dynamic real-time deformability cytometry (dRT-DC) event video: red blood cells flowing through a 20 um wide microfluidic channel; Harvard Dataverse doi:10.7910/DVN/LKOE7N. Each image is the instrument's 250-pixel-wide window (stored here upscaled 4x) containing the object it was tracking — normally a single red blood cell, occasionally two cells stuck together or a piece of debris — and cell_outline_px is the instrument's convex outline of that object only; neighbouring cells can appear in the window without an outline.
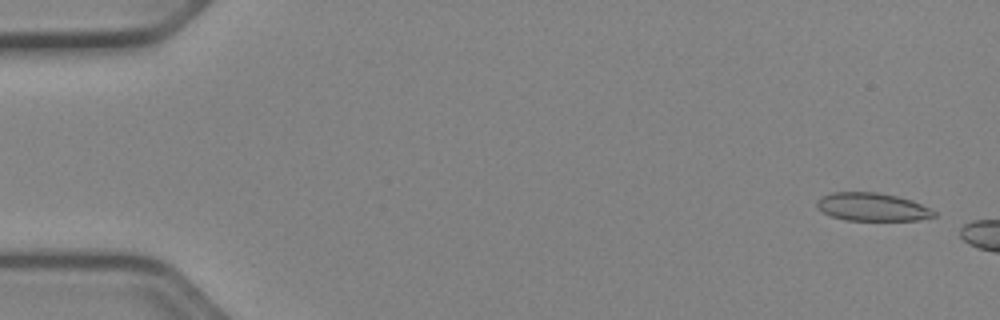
{"species": "Egyptian fruit bat (a non-hibernating species)", "species_latin": "Rousettus aegyptiacus", "temperature_condition": "cold", "stored_images_in_passage": 12, "camera_frame_rate_fps": 3000, "um_per_image_px": 0.085, "animal": {"sex": "female"}, "frame": {"image": 1, "passage_image": 3, "time_ms": 0.667, "image_size_px": [1000, 320], "cell_outline_px": [[936, 216], [916, 220], [848, 220], [832, 216], [816, 208], [816, 200], [820, 196], [832, 192], [876, 192], [896, 196], [912, 200], [936, 212]], "centroid_in_image_um": [74.09, 17.58], "position_along_channel_um": 10.9, "area_um2": 19.07}}